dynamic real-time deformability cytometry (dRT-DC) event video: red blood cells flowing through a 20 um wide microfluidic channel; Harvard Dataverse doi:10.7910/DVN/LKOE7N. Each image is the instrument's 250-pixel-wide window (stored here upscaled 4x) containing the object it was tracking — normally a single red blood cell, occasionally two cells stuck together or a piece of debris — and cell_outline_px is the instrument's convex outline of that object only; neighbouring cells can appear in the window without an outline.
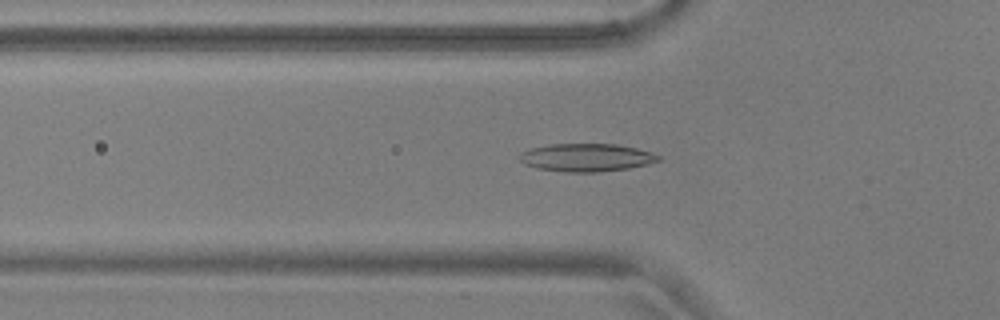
{"species": "common noctule bat (a hibernating species)", "species_latin": "Nyctalus noctula", "temperature_condition": "warm", "stored_images_in_passage": 55, "camera_frame_rate_fps": 3000, "um_per_image_px": 0.085, "animal": {"sex": "male", "body_mass_g": 17.9, "forearm_length_mm": 54.2}, "frame": {"image": 1, "passage_image": 19, "time_ms": 6.0, "image_size_px": [1000, 320], "cell_outline_px": [[660, 160], [648, 164], [628, 168], [596, 172], [568, 172], [536, 168], [524, 164], [516, 156], [520, 152], [532, 148], [552, 144], [616, 144], [636, 148], [652, 152], [660, 156]], "centroid_in_image_um": [49.82, 13.39], "position_along_channel_um": 76.0, "area_um2": 22.6}}
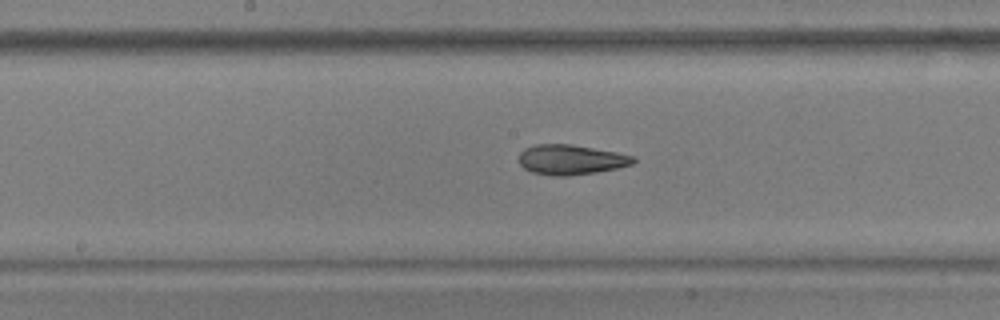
{"frame": {"image": 2, "passage_image": 29, "time_ms": 9.333, "image_size_px": [1000, 320], "cell_outline_px": [[636, 160], [632, 164], [616, 168], [596, 172], [568, 176], [556, 176], [532, 172], [524, 168], [516, 160], [520, 152], [524, 148], [536, 144], [572, 144], [616, 152], [636, 156]], "centroid_in_image_um": [48.5, 13.56], "position_along_channel_um": 199.7, "area_um2": 20.11}}
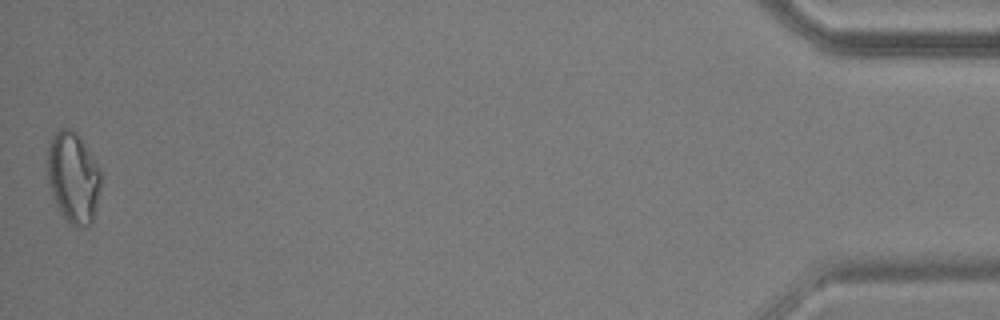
{"frame": {"image": 3, "passage_image": 55, "time_ms": 18.0, "image_size_px": [1000, 320], "cell_outline_px": [[100, 188], [92, 224], [84, 228], [72, 224], [60, 212], [56, 204], [48, 184], [48, 144], [52, 136], [60, 128], [68, 128], [76, 132], [96, 160], [100, 172]], "centroid_in_image_um": [6.22, 15.07], "position_along_channel_um": 429.0, "area_um2": 28.21}, "authors_computed_cell_mechanics": {"area_um2": 20.9814, "velocity_mm_per_s": 3.6792, "shape_relaxation_time_tau1_ms": null, "shape_relaxation_time_tau2_ms": 2.8309, "deformation_change_tau1": null, "deformation_change_tau2": 0.1079}}